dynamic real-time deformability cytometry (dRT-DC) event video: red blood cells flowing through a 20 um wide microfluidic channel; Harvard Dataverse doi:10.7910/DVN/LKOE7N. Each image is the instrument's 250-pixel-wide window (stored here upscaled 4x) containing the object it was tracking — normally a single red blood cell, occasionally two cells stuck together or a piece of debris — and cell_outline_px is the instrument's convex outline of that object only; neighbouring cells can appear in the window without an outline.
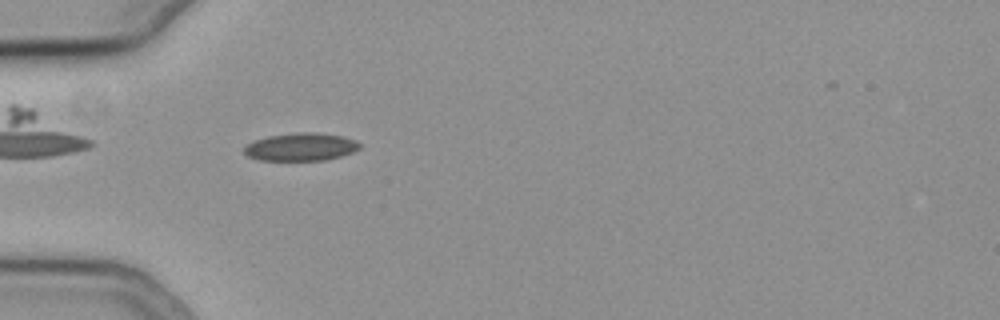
{"species": "common noctule bat (a hibernating species)", "species_latin": "Nyctalus noctula", "temperature_condition": "cold", "stored_images_in_passage": 53, "camera_frame_rate_fps": 3000, "um_per_image_px": 0.085, "animal": {"sex": "female", "body_mass_g": 19.3, "forearm_length_mm": 54.1}, "frame": {"image": 1, "passage_image": 17, "time_ms": 5.333, "image_size_px": [1000, 320], "cell_outline_px": [[360, 148], [352, 152], [340, 156], [324, 160], [260, 160], [248, 156], [244, 152], [244, 148], [248, 144], [256, 140], [268, 136], [296, 132], [316, 132], [340, 136], [352, 140], [360, 144]], "centroid_in_image_um": [25.55, 12.48], "position_along_channel_um": 59.4, "area_um2": 18.44}}
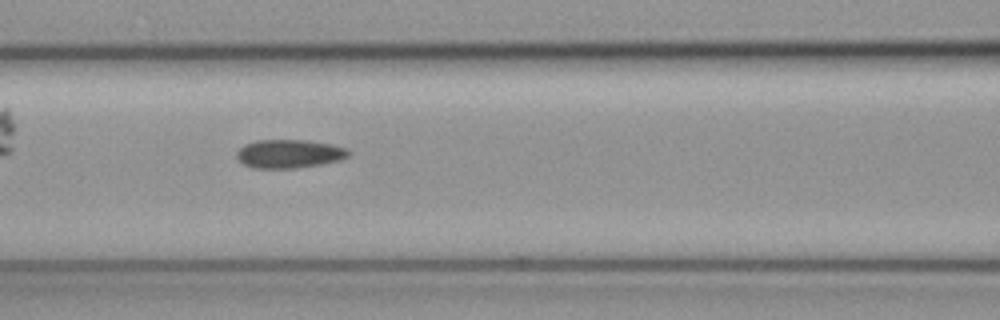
{"frame": {"image": 2, "passage_image": 24, "time_ms": 7.667, "image_size_px": [1000, 320], "cell_outline_px": [[352, 152], [348, 156], [340, 160], [320, 164], [296, 168], [252, 168], [244, 164], [236, 156], [236, 152], [244, 144], [256, 140], [308, 140], [332, 144], [348, 148]], "centroid_in_image_um": [24.6, 13.06], "position_along_channel_um": 142.0, "area_um2": 18.73}}
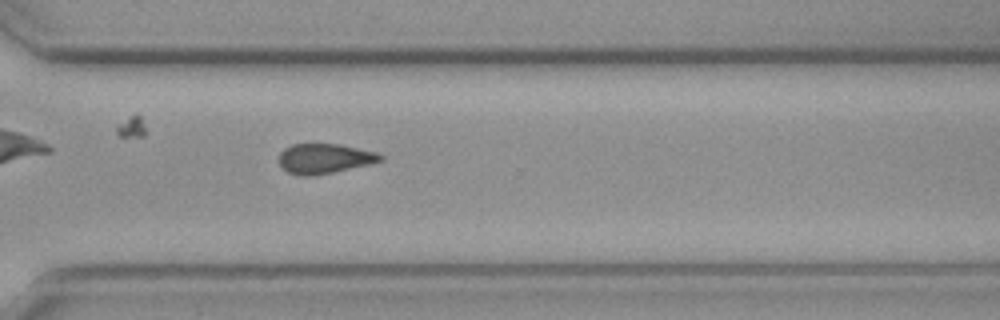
{"frame": {"image": 3, "passage_image": 40, "time_ms": 13.0, "image_size_px": [1000, 320], "cell_outline_px": [[384, 160], [368, 164], [332, 172], [312, 176], [300, 176], [288, 172], [280, 164], [280, 152], [284, 148], [292, 144], [340, 144], [376, 152], [384, 156]], "centroid_in_image_um": [27.58, 13.47], "position_along_channel_um": 343.0, "area_um2": 17.51}, "authors_computed_cell_mechanics": {"area_um2": 18.2648, "velocity_mm_per_s": 3.7807, "shape_relaxation_time_tau1_ms": 2.7243, "shape_relaxation_time_tau2_ms": 9.2032, "deformation_change_tau1": 0.0805, "deformation_change_tau2": 0.1704}}